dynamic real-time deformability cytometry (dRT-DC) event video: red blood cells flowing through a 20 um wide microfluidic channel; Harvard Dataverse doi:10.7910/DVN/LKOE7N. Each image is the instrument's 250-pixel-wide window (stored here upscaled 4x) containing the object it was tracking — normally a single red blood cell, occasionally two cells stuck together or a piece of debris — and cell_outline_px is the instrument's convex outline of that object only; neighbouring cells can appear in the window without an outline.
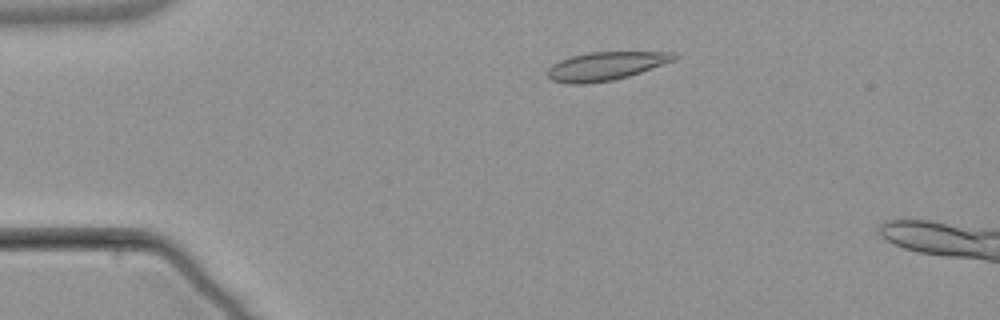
{"species": "common noctule bat (a hibernating species)", "species_latin": "Nyctalus noctula", "temperature_condition": "warm", "stored_images_in_passage": 4, "camera_frame_rate_fps": 3000, "um_per_image_px": 0.085, "animal": {"sex": "male", "body_mass_g": 21.5, "forearm_length_mm": 52.0}, "frame": {"image": 1, "passage_image": 3, "time_ms": 2.333, "image_size_px": [1000, 320], "cell_outline_px": [[680, 56], [676, 60], [628, 76], [612, 80], [588, 84], [568, 84], [552, 80], [548, 76], [548, 68], [552, 64], [560, 60], [572, 56], [588, 52], [672, 52]], "centroid_in_image_um": [51.49, 5.61], "position_along_channel_um": 33.5, "area_um2": 20.92}}